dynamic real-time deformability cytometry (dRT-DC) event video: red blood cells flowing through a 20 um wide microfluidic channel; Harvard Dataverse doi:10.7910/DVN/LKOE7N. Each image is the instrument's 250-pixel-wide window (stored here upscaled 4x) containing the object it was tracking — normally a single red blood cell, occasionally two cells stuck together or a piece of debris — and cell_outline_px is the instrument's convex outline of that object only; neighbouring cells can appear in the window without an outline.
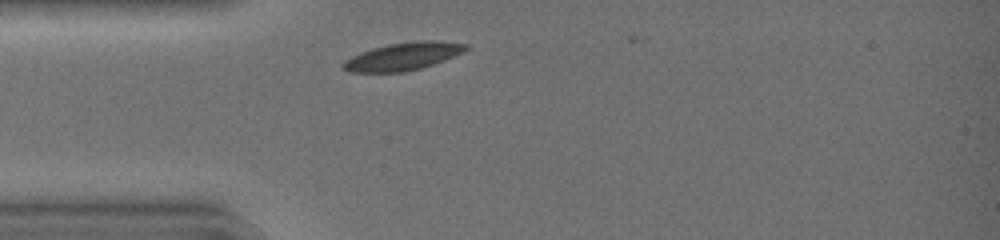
{"species": "common noctule bat (a hibernating species)", "species_latin": "Nyctalus noctula", "temperature_condition": "warm", "stored_images_in_passage": 13, "camera_frame_rate_fps": 3000, "um_per_image_px": 0.085, "animal": {"sex": "female", "body_mass_g": 19.0, "forearm_length_mm": 51.5}, "frame": {"image": 1, "passage_image": 3, "time_ms": 0.667, "image_size_px": [1000, 240], "cell_outline_px": [[468, 48], [464, 52], [444, 60], [420, 68], [404, 72], [348, 72], [340, 68], [340, 64], [344, 60], [360, 52], [372, 48], [388, 44], [420, 40], [436, 40], [468, 44]], "centroid_in_image_um": [34.22, 4.79], "position_along_channel_um": 50.8, "area_um2": 19.94}}